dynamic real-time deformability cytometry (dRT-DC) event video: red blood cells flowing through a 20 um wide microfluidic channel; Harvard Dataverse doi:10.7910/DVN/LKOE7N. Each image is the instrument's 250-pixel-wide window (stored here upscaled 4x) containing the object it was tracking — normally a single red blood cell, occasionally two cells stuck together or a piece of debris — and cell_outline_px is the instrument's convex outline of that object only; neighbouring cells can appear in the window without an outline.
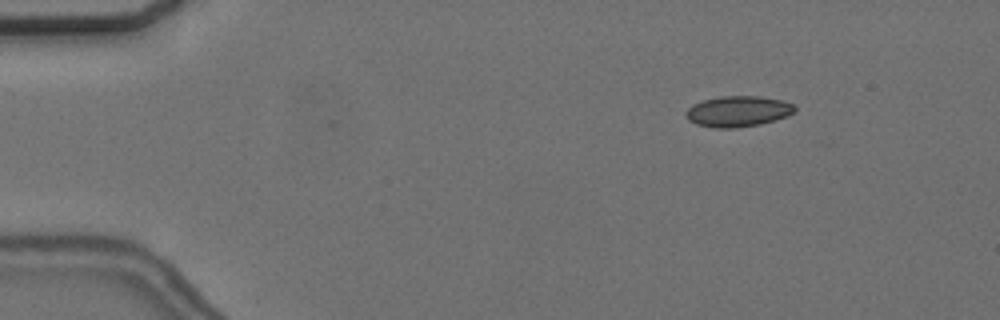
{"species": "common noctule bat (a hibernating species)", "species_latin": "Nyctalus noctula", "temperature_condition": "cold", "stored_images_in_passage": 14, "camera_frame_rate_fps": 3000, "um_per_image_px": 0.085, "animal": {"sex": "female", "body_mass_g": 24.6, "forearm_length_mm": 56.2}, "frame": {"image": 1, "passage_image": 4, "time_ms": 1.0, "image_size_px": [1000, 320], "cell_outline_px": [[796, 112], [788, 116], [776, 120], [760, 124], [732, 128], [716, 128], [696, 124], [688, 120], [684, 112], [692, 104], [704, 100], [720, 96], [760, 96], [780, 100], [792, 104], [796, 108]], "centroid_in_image_um": [62.72, 9.46], "position_along_channel_um": 22.3, "area_um2": 19.59}}